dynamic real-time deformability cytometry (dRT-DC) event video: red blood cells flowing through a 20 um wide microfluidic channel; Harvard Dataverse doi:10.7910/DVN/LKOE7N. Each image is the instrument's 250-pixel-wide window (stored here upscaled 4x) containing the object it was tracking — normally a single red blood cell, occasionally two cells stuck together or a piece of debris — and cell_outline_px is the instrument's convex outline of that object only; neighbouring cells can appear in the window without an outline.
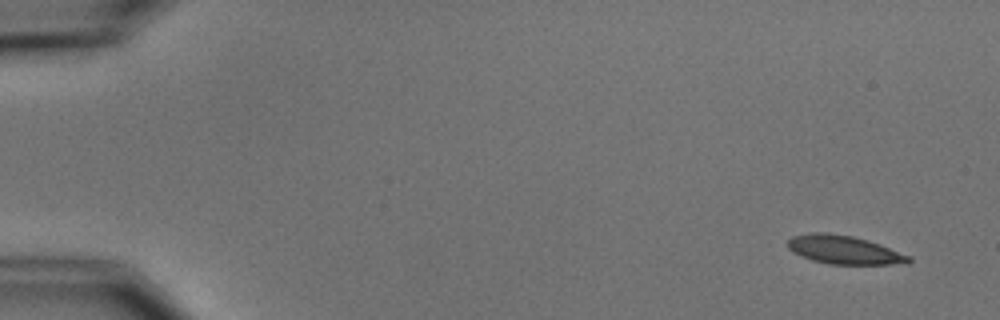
{"species": "common noctule bat (a hibernating species)", "species_latin": "Nyctalus noctula", "temperature_condition": "cold", "stored_images_in_passage": 4, "camera_frame_rate_fps": 3000, "um_per_image_px": 0.085, "animal": {"sex": "male", "body_mass_g": 15.6}, "frame": {"image": 1, "passage_image": 1, "time_ms": 0.0, "image_size_px": [1000, 320], "cell_outline_px": [[912, 260], [908, 264], [828, 264], [812, 260], [800, 256], [792, 252], [788, 248], [788, 240], [792, 236], [812, 232], [828, 232], [852, 236], [868, 240], [880, 244], [912, 256]], "centroid_in_image_um": [71.76, 21.23], "position_along_channel_um": 13.2, "area_um2": 20.35}}
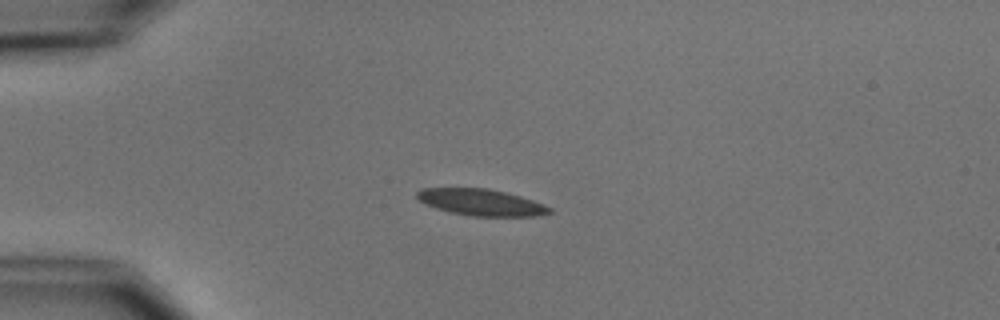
{"frame": {"image": 2, "passage_image": 4, "time_ms": 3.667, "image_size_px": [1000, 320], "cell_outline_px": [[552, 212], [536, 216], [472, 216], [452, 212], [436, 208], [424, 204], [416, 196], [416, 192], [420, 188], [488, 188], [520, 196], [544, 204], [552, 208]], "centroid_in_image_um": [40.89, 17.19], "position_along_channel_um": 44.1, "area_um2": 20.4}}